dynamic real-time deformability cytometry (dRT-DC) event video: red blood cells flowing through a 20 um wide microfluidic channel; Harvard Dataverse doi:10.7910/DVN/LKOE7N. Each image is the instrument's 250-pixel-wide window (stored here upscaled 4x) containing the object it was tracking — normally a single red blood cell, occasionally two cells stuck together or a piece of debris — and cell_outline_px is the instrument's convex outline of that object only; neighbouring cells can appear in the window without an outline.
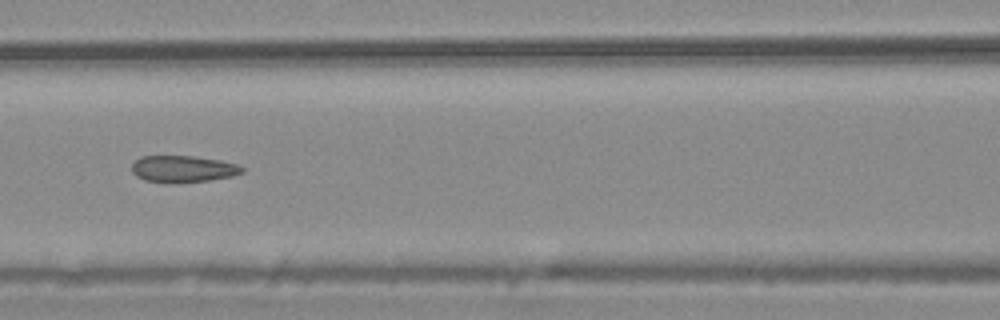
{"species": "common noctule bat (a hibernating species)", "species_latin": "Nyctalus noctula", "temperature_condition": "warm", "stored_images_in_passage": 8, "camera_frame_rate_fps": 3000, "um_per_image_px": 0.085, "animal": {"sex": "male", "body_mass_g": 20.4}, "frame": {"image": 1, "passage_image": 6, "time_ms": 1.667, "image_size_px": [1000, 320], "cell_outline_px": [[244, 172], [232, 176], [208, 180], [172, 184], [144, 180], [136, 176], [132, 172], [132, 164], [140, 156], [192, 156], [220, 160], [240, 164], [244, 168]], "centroid_in_image_um": [15.56, 14.37], "position_along_channel_um": 151.0, "area_um2": 17.4}}
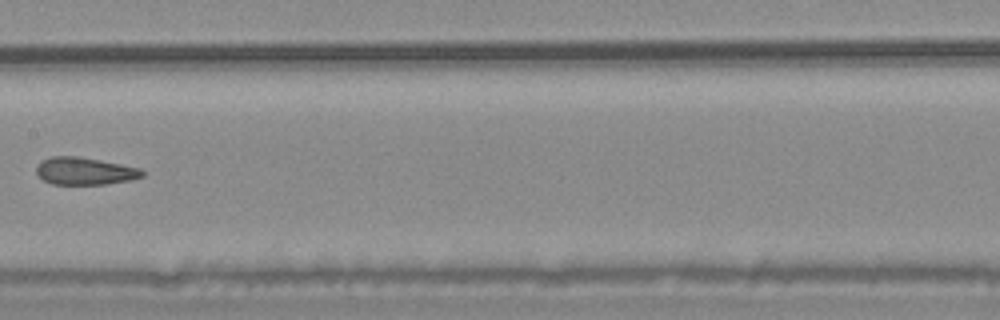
{"frame": {"image": 2, "passage_image": 7, "time_ms": 2.0, "image_size_px": [1000, 320], "cell_outline_px": [[144, 176], [132, 180], [104, 184], [52, 184], [44, 180], [36, 172], [36, 164], [40, 160], [52, 156], [76, 156], [100, 160], [140, 168], [144, 172]], "centroid_in_image_um": [7.19, 14.53], "position_along_channel_um": 200.2, "area_um2": 16.94}}
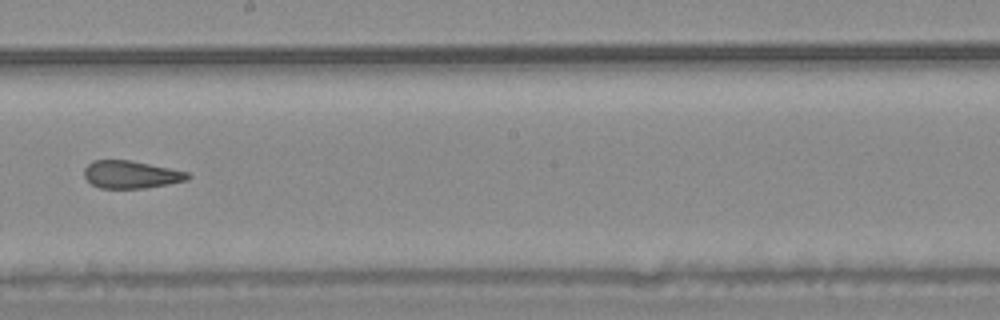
{"frame": {"image": 3, "passage_image": 8, "time_ms": 2.333, "image_size_px": [1000, 320], "cell_outline_px": [[192, 176], [188, 180], [168, 184], [144, 188], [100, 188], [92, 184], [84, 176], [84, 168], [92, 160], [128, 160], [188, 172]], "centroid_in_image_um": [11.13, 14.84], "position_along_channel_um": 237.1, "area_um2": 16.53}}